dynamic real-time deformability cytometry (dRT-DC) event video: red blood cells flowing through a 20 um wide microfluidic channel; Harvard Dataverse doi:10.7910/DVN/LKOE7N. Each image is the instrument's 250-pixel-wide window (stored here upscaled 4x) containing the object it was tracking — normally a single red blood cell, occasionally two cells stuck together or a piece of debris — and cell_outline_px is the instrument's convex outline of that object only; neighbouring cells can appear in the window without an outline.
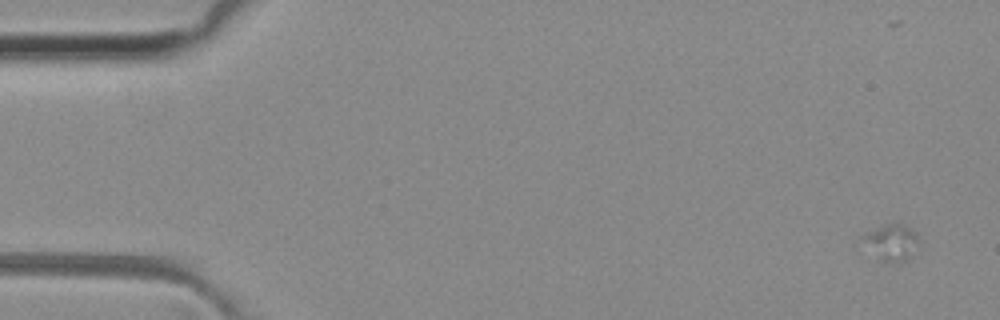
{"species": "common noctule bat (a hibernating species)", "species_latin": "Nyctalus noctula", "temperature_condition": "room temperature", "stored_images_in_passage": 7, "camera_frame_rate_fps": 3000, "um_per_image_px": 0.085, "animal": {"sex": "female", "body_mass_g": 29.2, "forearm_length_mm": 56.3}, "frame": {"image": 1, "passage_image": 4, "time_ms": 1.0, "image_size_px": [1000, 320], "cell_outline_px": [[916, 240], [908, 256], [900, 264], [888, 264], [880, 260], [868, 248], [864, 236], [864, 232], [892, 220], [904, 224], [912, 228], [916, 232]], "centroid_in_image_um": [75.74, 20.55], "position_along_channel_um": 9.3, "area_um2": 11.73}}